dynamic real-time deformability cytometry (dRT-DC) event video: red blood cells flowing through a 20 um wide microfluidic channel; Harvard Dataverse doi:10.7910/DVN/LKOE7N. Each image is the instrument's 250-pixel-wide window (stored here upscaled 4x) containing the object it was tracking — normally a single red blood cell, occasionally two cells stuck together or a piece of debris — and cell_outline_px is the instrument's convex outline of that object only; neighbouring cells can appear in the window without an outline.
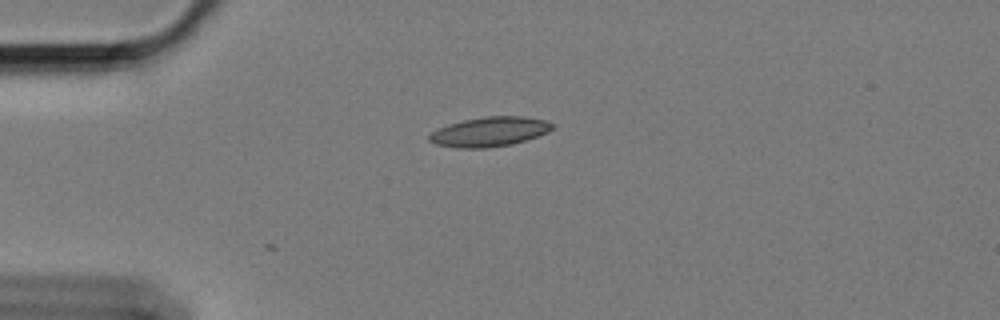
{"species": "Egyptian fruit bat (a non-hibernating species)", "species_latin": "Rousettus aegyptiacus", "temperature_condition": "cold", "stored_images_in_passage": 3, "camera_frame_rate_fps": 3000, "um_per_image_px": 0.085, "animal": {"sex": "female"}, "frame": {"image": 1, "passage_image": 1, "time_ms": 0.0, "image_size_px": [1000, 320], "cell_outline_px": [[556, 124], [548, 132], [512, 144], [484, 148], [456, 148], [436, 144], [428, 140], [428, 136], [432, 132], [448, 124], [464, 120], [488, 116], [524, 116], [544, 120]], "centroid_in_image_um": [41.61, 11.19], "position_along_channel_um": 43.4, "area_um2": 21.04}}